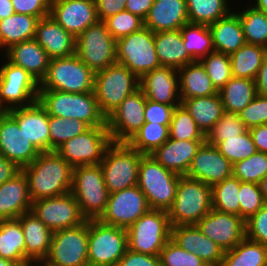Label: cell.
<instances>
[{
	"instance_id": "cell-19",
	"label": "cell",
	"mask_w": 267,
	"mask_h": 266,
	"mask_svg": "<svg viewBox=\"0 0 267 266\" xmlns=\"http://www.w3.org/2000/svg\"><path fill=\"white\" fill-rule=\"evenodd\" d=\"M196 226L224 252L233 249L246 237L245 221L239 215L214 209L206 214Z\"/></svg>"
},
{
	"instance_id": "cell-40",
	"label": "cell",
	"mask_w": 267,
	"mask_h": 266,
	"mask_svg": "<svg viewBox=\"0 0 267 266\" xmlns=\"http://www.w3.org/2000/svg\"><path fill=\"white\" fill-rule=\"evenodd\" d=\"M221 266H267V246L245 237L224 252Z\"/></svg>"
},
{
	"instance_id": "cell-5",
	"label": "cell",
	"mask_w": 267,
	"mask_h": 266,
	"mask_svg": "<svg viewBox=\"0 0 267 266\" xmlns=\"http://www.w3.org/2000/svg\"><path fill=\"white\" fill-rule=\"evenodd\" d=\"M143 156L127 143L112 142L106 148L100 166L109 194L137 185Z\"/></svg>"
},
{
	"instance_id": "cell-45",
	"label": "cell",
	"mask_w": 267,
	"mask_h": 266,
	"mask_svg": "<svg viewBox=\"0 0 267 266\" xmlns=\"http://www.w3.org/2000/svg\"><path fill=\"white\" fill-rule=\"evenodd\" d=\"M235 13L241 21L246 43L267 48V14L252 5Z\"/></svg>"
},
{
	"instance_id": "cell-31",
	"label": "cell",
	"mask_w": 267,
	"mask_h": 266,
	"mask_svg": "<svg viewBox=\"0 0 267 266\" xmlns=\"http://www.w3.org/2000/svg\"><path fill=\"white\" fill-rule=\"evenodd\" d=\"M188 22L186 0H154L144 26L156 33L181 29Z\"/></svg>"
},
{
	"instance_id": "cell-14",
	"label": "cell",
	"mask_w": 267,
	"mask_h": 266,
	"mask_svg": "<svg viewBox=\"0 0 267 266\" xmlns=\"http://www.w3.org/2000/svg\"><path fill=\"white\" fill-rule=\"evenodd\" d=\"M111 143L107 126H95L64 142L55 151L73 168L98 165Z\"/></svg>"
},
{
	"instance_id": "cell-42",
	"label": "cell",
	"mask_w": 267,
	"mask_h": 266,
	"mask_svg": "<svg viewBox=\"0 0 267 266\" xmlns=\"http://www.w3.org/2000/svg\"><path fill=\"white\" fill-rule=\"evenodd\" d=\"M189 23L209 26L231 11L227 0H186Z\"/></svg>"
},
{
	"instance_id": "cell-43",
	"label": "cell",
	"mask_w": 267,
	"mask_h": 266,
	"mask_svg": "<svg viewBox=\"0 0 267 266\" xmlns=\"http://www.w3.org/2000/svg\"><path fill=\"white\" fill-rule=\"evenodd\" d=\"M169 138V125L145 122L127 144L143 155H150Z\"/></svg>"
},
{
	"instance_id": "cell-53",
	"label": "cell",
	"mask_w": 267,
	"mask_h": 266,
	"mask_svg": "<svg viewBox=\"0 0 267 266\" xmlns=\"http://www.w3.org/2000/svg\"><path fill=\"white\" fill-rule=\"evenodd\" d=\"M160 266H208L201 258L184 250L171 239L159 253Z\"/></svg>"
},
{
	"instance_id": "cell-48",
	"label": "cell",
	"mask_w": 267,
	"mask_h": 266,
	"mask_svg": "<svg viewBox=\"0 0 267 266\" xmlns=\"http://www.w3.org/2000/svg\"><path fill=\"white\" fill-rule=\"evenodd\" d=\"M232 175L241 182L259 184L267 175V154L257 151L249 158L236 162Z\"/></svg>"
},
{
	"instance_id": "cell-67",
	"label": "cell",
	"mask_w": 267,
	"mask_h": 266,
	"mask_svg": "<svg viewBox=\"0 0 267 266\" xmlns=\"http://www.w3.org/2000/svg\"><path fill=\"white\" fill-rule=\"evenodd\" d=\"M260 191L263 195L265 202L267 203V175L259 182Z\"/></svg>"
},
{
	"instance_id": "cell-32",
	"label": "cell",
	"mask_w": 267,
	"mask_h": 266,
	"mask_svg": "<svg viewBox=\"0 0 267 266\" xmlns=\"http://www.w3.org/2000/svg\"><path fill=\"white\" fill-rule=\"evenodd\" d=\"M155 50L161 66L179 69L195 60L187 52L180 29L154 33Z\"/></svg>"
},
{
	"instance_id": "cell-20",
	"label": "cell",
	"mask_w": 267,
	"mask_h": 266,
	"mask_svg": "<svg viewBox=\"0 0 267 266\" xmlns=\"http://www.w3.org/2000/svg\"><path fill=\"white\" fill-rule=\"evenodd\" d=\"M0 154L21 169L32 163L40 154L6 111H0Z\"/></svg>"
},
{
	"instance_id": "cell-18",
	"label": "cell",
	"mask_w": 267,
	"mask_h": 266,
	"mask_svg": "<svg viewBox=\"0 0 267 266\" xmlns=\"http://www.w3.org/2000/svg\"><path fill=\"white\" fill-rule=\"evenodd\" d=\"M146 97L139 88L127 96L106 118L111 141L127 143L145 123Z\"/></svg>"
},
{
	"instance_id": "cell-55",
	"label": "cell",
	"mask_w": 267,
	"mask_h": 266,
	"mask_svg": "<svg viewBox=\"0 0 267 266\" xmlns=\"http://www.w3.org/2000/svg\"><path fill=\"white\" fill-rule=\"evenodd\" d=\"M238 116L247 129L267 124V97L257 94Z\"/></svg>"
},
{
	"instance_id": "cell-4",
	"label": "cell",
	"mask_w": 267,
	"mask_h": 266,
	"mask_svg": "<svg viewBox=\"0 0 267 266\" xmlns=\"http://www.w3.org/2000/svg\"><path fill=\"white\" fill-rule=\"evenodd\" d=\"M180 175L165 169L150 155L141 158L137 186L151 209L168 211L174 202Z\"/></svg>"
},
{
	"instance_id": "cell-33",
	"label": "cell",
	"mask_w": 267,
	"mask_h": 266,
	"mask_svg": "<svg viewBox=\"0 0 267 266\" xmlns=\"http://www.w3.org/2000/svg\"><path fill=\"white\" fill-rule=\"evenodd\" d=\"M209 29L217 52L231 55L246 44L241 21L234 11L210 24Z\"/></svg>"
},
{
	"instance_id": "cell-7",
	"label": "cell",
	"mask_w": 267,
	"mask_h": 266,
	"mask_svg": "<svg viewBox=\"0 0 267 266\" xmlns=\"http://www.w3.org/2000/svg\"><path fill=\"white\" fill-rule=\"evenodd\" d=\"M139 81L129 68L117 62L95 73L94 93L106 118L127 96L139 89Z\"/></svg>"
},
{
	"instance_id": "cell-10",
	"label": "cell",
	"mask_w": 267,
	"mask_h": 266,
	"mask_svg": "<svg viewBox=\"0 0 267 266\" xmlns=\"http://www.w3.org/2000/svg\"><path fill=\"white\" fill-rule=\"evenodd\" d=\"M127 249L126 229L88 219L89 266H116Z\"/></svg>"
},
{
	"instance_id": "cell-69",
	"label": "cell",
	"mask_w": 267,
	"mask_h": 266,
	"mask_svg": "<svg viewBox=\"0 0 267 266\" xmlns=\"http://www.w3.org/2000/svg\"><path fill=\"white\" fill-rule=\"evenodd\" d=\"M35 264L34 263H30L28 265H25V266H34Z\"/></svg>"
},
{
	"instance_id": "cell-49",
	"label": "cell",
	"mask_w": 267,
	"mask_h": 266,
	"mask_svg": "<svg viewBox=\"0 0 267 266\" xmlns=\"http://www.w3.org/2000/svg\"><path fill=\"white\" fill-rule=\"evenodd\" d=\"M219 152L233 165L257 152L249 130L232 138H225L217 146Z\"/></svg>"
},
{
	"instance_id": "cell-28",
	"label": "cell",
	"mask_w": 267,
	"mask_h": 266,
	"mask_svg": "<svg viewBox=\"0 0 267 266\" xmlns=\"http://www.w3.org/2000/svg\"><path fill=\"white\" fill-rule=\"evenodd\" d=\"M17 219L24 233L25 259L38 266L48 255L53 232L31 211Z\"/></svg>"
},
{
	"instance_id": "cell-44",
	"label": "cell",
	"mask_w": 267,
	"mask_h": 266,
	"mask_svg": "<svg viewBox=\"0 0 267 266\" xmlns=\"http://www.w3.org/2000/svg\"><path fill=\"white\" fill-rule=\"evenodd\" d=\"M240 181L233 175L212 186V208L240 216Z\"/></svg>"
},
{
	"instance_id": "cell-39",
	"label": "cell",
	"mask_w": 267,
	"mask_h": 266,
	"mask_svg": "<svg viewBox=\"0 0 267 266\" xmlns=\"http://www.w3.org/2000/svg\"><path fill=\"white\" fill-rule=\"evenodd\" d=\"M266 55L267 48L246 43L230 55L232 76L255 80Z\"/></svg>"
},
{
	"instance_id": "cell-26",
	"label": "cell",
	"mask_w": 267,
	"mask_h": 266,
	"mask_svg": "<svg viewBox=\"0 0 267 266\" xmlns=\"http://www.w3.org/2000/svg\"><path fill=\"white\" fill-rule=\"evenodd\" d=\"M204 142L205 140H174L168 138L150 156L165 169L184 176L187 174L198 149Z\"/></svg>"
},
{
	"instance_id": "cell-54",
	"label": "cell",
	"mask_w": 267,
	"mask_h": 266,
	"mask_svg": "<svg viewBox=\"0 0 267 266\" xmlns=\"http://www.w3.org/2000/svg\"><path fill=\"white\" fill-rule=\"evenodd\" d=\"M240 217L246 221L265 204L259 184L240 181L239 189Z\"/></svg>"
},
{
	"instance_id": "cell-63",
	"label": "cell",
	"mask_w": 267,
	"mask_h": 266,
	"mask_svg": "<svg viewBox=\"0 0 267 266\" xmlns=\"http://www.w3.org/2000/svg\"><path fill=\"white\" fill-rule=\"evenodd\" d=\"M153 3L154 0H127L125 10L131 12L132 14L138 15L144 20Z\"/></svg>"
},
{
	"instance_id": "cell-34",
	"label": "cell",
	"mask_w": 267,
	"mask_h": 266,
	"mask_svg": "<svg viewBox=\"0 0 267 266\" xmlns=\"http://www.w3.org/2000/svg\"><path fill=\"white\" fill-rule=\"evenodd\" d=\"M178 74L181 102L184 99L218 94L205 68L199 61L179 68Z\"/></svg>"
},
{
	"instance_id": "cell-57",
	"label": "cell",
	"mask_w": 267,
	"mask_h": 266,
	"mask_svg": "<svg viewBox=\"0 0 267 266\" xmlns=\"http://www.w3.org/2000/svg\"><path fill=\"white\" fill-rule=\"evenodd\" d=\"M174 109L175 107L172 105L157 103L146 99L144 111L145 122L170 125Z\"/></svg>"
},
{
	"instance_id": "cell-38",
	"label": "cell",
	"mask_w": 267,
	"mask_h": 266,
	"mask_svg": "<svg viewBox=\"0 0 267 266\" xmlns=\"http://www.w3.org/2000/svg\"><path fill=\"white\" fill-rule=\"evenodd\" d=\"M218 93L224 112L238 114L256 97L257 88L255 80L232 76Z\"/></svg>"
},
{
	"instance_id": "cell-68",
	"label": "cell",
	"mask_w": 267,
	"mask_h": 266,
	"mask_svg": "<svg viewBox=\"0 0 267 266\" xmlns=\"http://www.w3.org/2000/svg\"><path fill=\"white\" fill-rule=\"evenodd\" d=\"M0 266H19L16 262L3 259L0 257Z\"/></svg>"
},
{
	"instance_id": "cell-17",
	"label": "cell",
	"mask_w": 267,
	"mask_h": 266,
	"mask_svg": "<svg viewBox=\"0 0 267 266\" xmlns=\"http://www.w3.org/2000/svg\"><path fill=\"white\" fill-rule=\"evenodd\" d=\"M151 208L136 185L109 194L105 211L98 220L106 225L127 229Z\"/></svg>"
},
{
	"instance_id": "cell-37",
	"label": "cell",
	"mask_w": 267,
	"mask_h": 266,
	"mask_svg": "<svg viewBox=\"0 0 267 266\" xmlns=\"http://www.w3.org/2000/svg\"><path fill=\"white\" fill-rule=\"evenodd\" d=\"M0 257L19 266L30 264L25 259V241L18 219L0 220Z\"/></svg>"
},
{
	"instance_id": "cell-41",
	"label": "cell",
	"mask_w": 267,
	"mask_h": 266,
	"mask_svg": "<svg viewBox=\"0 0 267 266\" xmlns=\"http://www.w3.org/2000/svg\"><path fill=\"white\" fill-rule=\"evenodd\" d=\"M180 32L187 52L195 61L215 51L209 26L188 22L180 29Z\"/></svg>"
},
{
	"instance_id": "cell-8",
	"label": "cell",
	"mask_w": 267,
	"mask_h": 266,
	"mask_svg": "<svg viewBox=\"0 0 267 266\" xmlns=\"http://www.w3.org/2000/svg\"><path fill=\"white\" fill-rule=\"evenodd\" d=\"M71 193L87 220L98 219L109 196L100 164L74 167Z\"/></svg>"
},
{
	"instance_id": "cell-23",
	"label": "cell",
	"mask_w": 267,
	"mask_h": 266,
	"mask_svg": "<svg viewBox=\"0 0 267 266\" xmlns=\"http://www.w3.org/2000/svg\"><path fill=\"white\" fill-rule=\"evenodd\" d=\"M6 112L40 153L50 151L49 115L38 100Z\"/></svg>"
},
{
	"instance_id": "cell-36",
	"label": "cell",
	"mask_w": 267,
	"mask_h": 266,
	"mask_svg": "<svg viewBox=\"0 0 267 266\" xmlns=\"http://www.w3.org/2000/svg\"><path fill=\"white\" fill-rule=\"evenodd\" d=\"M39 20L35 16L17 13L0 20V48L6 51L14 44L34 39Z\"/></svg>"
},
{
	"instance_id": "cell-35",
	"label": "cell",
	"mask_w": 267,
	"mask_h": 266,
	"mask_svg": "<svg viewBox=\"0 0 267 266\" xmlns=\"http://www.w3.org/2000/svg\"><path fill=\"white\" fill-rule=\"evenodd\" d=\"M181 104L189 112L205 136L224 114L219 93L207 97L184 99Z\"/></svg>"
},
{
	"instance_id": "cell-62",
	"label": "cell",
	"mask_w": 267,
	"mask_h": 266,
	"mask_svg": "<svg viewBox=\"0 0 267 266\" xmlns=\"http://www.w3.org/2000/svg\"><path fill=\"white\" fill-rule=\"evenodd\" d=\"M22 169L0 154V185L14 178Z\"/></svg>"
},
{
	"instance_id": "cell-22",
	"label": "cell",
	"mask_w": 267,
	"mask_h": 266,
	"mask_svg": "<svg viewBox=\"0 0 267 266\" xmlns=\"http://www.w3.org/2000/svg\"><path fill=\"white\" fill-rule=\"evenodd\" d=\"M233 165L219 152L216 146L206 141L198 149L186 174L211 187L232 176Z\"/></svg>"
},
{
	"instance_id": "cell-6",
	"label": "cell",
	"mask_w": 267,
	"mask_h": 266,
	"mask_svg": "<svg viewBox=\"0 0 267 266\" xmlns=\"http://www.w3.org/2000/svg\"><path fill=\"white\" fill-rule=\"evenodd\" d=\"M95 73L74 54L50 59L48 71L39 90L67 93L94 92Z\"/></svg>"
},
{
	"instance_id": "cell-51",
	"label": "cell",
	"mask_w": 267,
	"mask_h": 266,
	"mask_svg": "<svg viewBox=\"0 0 267 266\" xmlns=\"http://www.w3.org/2000/svg\"><path fill=\"white\" fill-rule=\"evenodd\" d=\"M247 128L239 118L238 114L224 112L222 117L215 123L205 136V141L217 146L225 138L236 137L243 134Z\"/></svg>"
},
{
	"instance_id": "cell-12",
	"label": "cell",
	"mask_w": 267,
	"mask_h": 266,
	"mask_svg": "<svg viewBox=\"0 0 267 266\" xmlns=\"http://www.w3.org/2000/svg\"><path fill=\"white\" fill-rule=\"evenodd\" d=\"M41 266H89L88 220L76 227L53 232L50 250Z\"/></svg>"
},
{
	"instance_id": "cell-2",
	"label": "cell",
	"mask_w": 267,
	"mask_h": 266,
	"mask_svg": "<svg viewBox=\"0 0 267 266\" xmlns=\"http://www.w3.org/2000/svg\"><path fill=\"white\" fill-rule=\"evenodd\" d=\"M39 103L48 115L84 121L90 127L106 126L94 92L67 93L57 90H39Z\"/></svg>"
},
{
	"instance_id": "cell-47",
	"label": "cell",
	"mask_w": 267,
	"mask_h": 266,
	"mask_svg": "<svg viewBox=\"0 0 267 266\" xmlns=\"http://www.w3.org/2000/svg\"><path fill=\"white\" fill-rule=\"evenodd\" d=\"M169 138L174 140H205V135L182 104L175 107L173 111L169 125Z\"/></svg>"
},
{
	"instance_id": "cell-58",
	"label": "cell",
	"mask_w": 267,
	"mask_h": 266,
	"mask_svg": "<svg viewBox=\"0 0 267 266\" xmlns=\"http://www.w3.org/2000/svg\"><path fill=\"white\" fill-rule=\"evenodd\" d=\"M51 0H11L14 12L39 19L49 16Z\"/></svg>"
},
{
	"instance_id": "cell-30",
	"label": "cell",
	"mask_w": 267,
	"mask_h": 266,
	"mask_svg": "<svg viewBox=\"0 0 267 266\" xmlns=\"http://www.w3.org/2000/svg\"><path fill=\"white\" fill-rule=\"evenodd\" d=\"M32 199L23 171L0 185V220L17 219L31 210Z\"/></svg>"
},
{
	"instance_id": "cell-21",
	"label": "cell",
	"mask_w": 267,
	"mask_h": 266,
	"mask_svg": "<svg viewBox=\"0 0 267 266\" xmlns=\"http://www.w3.org/2000/svg\"><path fill=\"white\" fill-rule=\"evenodd\" d=\"M49 15L75 38L98 21L95 0H51Z\"/></svg>"
},
{
	"instance_id": "cell-50",
	"label": "cell",
	"mask_w": 267,
	"mask_h": 266,
	"mask_svg": "<svg viewBox=\"0 0 267 266\" xmlns=\"http://www.w3.org/2000/svg\"><path fill=\"white\" fill-rule=\"evenodd\" d=\"M199 62L205 68L217 91H220L232 77L230 55L213 51Z\"/></svg>"
},
{
	"instance_id": "cell-46",
	"label": "cell",
	"mask_w": 267,
	"mask_h": 266,
	"mask_svg": "<svg viewBox=\"0 0 267 266\" xmlns=\"http://www.w3.org/2000/svg\"><path fill=\"white\" fill-rule=\"evenodd\" d=\"M90 126L84 121L49 115L50 151L69 139L84 133Z\"/></svg>"
},
{
	"instance_id": "cell-13",
	"label": "cell",
	"mask_w": 267,
	"mask_h": 266,
	"mask_svg": "<svg viewBox=\"0 0 267 266\" xmlns=\"http://www.w3.org/2000/svg\"><path fill=\"white\" fill-rule=\"evenodd\" d=\"M116 44L105 22L98 20L76 37L75 54L96 73L116 62Z\"/></svg>"
},
{
	"instance_id": "cell-65",
	"label": "cell",
	"mask_w": 267,
	"mask_h": 266,
	"mask_svg": "<svg viewBox=\"0 0 267 266\" xmlns=\"http://www.w3.org/2000/svg\"><path fill=\"white\" fill-rule=\"evenodd\" d=\"M14 13L11 0H0V20L13 15Z\"/></svg>"
},
{
	"instance_id": "cell-60",
	"label": "cell",
	"mask_w": 267,
	"mask_h": 266,
	"mask_svg": "<svg viewBox=\"0 0 267 266\" xmlns=\"http://www.w3.org/2000/svg\"><path fill=\"white\" fill-rule=\"evenodd\" d=\"M127 0H95L98 20L105 21L107 18L125 10Z\"/></svg>"
},
{
	"instance_id": "cell-3",
	"label": "cell",
	"mask_w": 267,
	"mask_h": 266,
	"mask_svg": "<svg viewBox=\"0 0 267 266\" xmlns=\"http://www.w3.org/2000/svg\"><path fill=\"white\" fill-rule=\"evenodd\" d=\"M212 209V187L186 175L180 176L174 202L167 211L171 227L196 225Z\"/></svg>"
},
{
	"instance_id": "cell-52",
	"label": "cell",
	"mask_w": 267,
	"mask_h": 266,
	"mask_svg": "<svg viewBox=\"0 0 267 266\" xmlns=\"http://www.w3.org/2000/svg\"><path fill=\"white\" fill-rule=\"evenodd\" d=\"M104 22L116 41L144 27V20L127 10L107 18Z\"/></svg>"
},
{
	"instance_id": "cell-56",
	"label": "cell",
	"mask_w": 267,
	"mask_h": 266,
	"mask_svg": "<svg viewBox=\"0 0 267 266\" xmlns=\"http://www.w3.org/2000/svg\"><path fill=\"white\" fill-rule=\"evenodd\" d=\"M246 237L267 246V203L245 221Z\"/></svg>"
},
{
	"instance_id": "cell-15",
	"label": "cell",
	"mask_w": 267,
	"mask_h": 266,
	"mask_svg": "<svg viewBox=\"0 0 267 266\" xmlns=\"http://www.w3.org/2000/svg\"><path fill=\"white\" fill-rule=\"evenodd\" d=\"M40 83L22 67L7 59L0 67V111L28 106L37 101Z\"/></svg>"
},
{
	"instance_id": "cell-29",
	"label": "cell",
	"mask_w": 267,
	"mask_h": 266,
	"mask_svg": "<svg viewBox=\"0 0 267 266\" xmlns=\"http://www.w3.org/2000/svg\"><path fill=\"white\" fill-rule=\"evenodd\" d=\"M4 53L6 57L4 59L15 66L22 67L39 83L46 76L50 58L35 39L14 44Z\"/></svg>"
},
{
	"instance_id": "cell-9",
	"label": "cell",
	"mask_w": 267,
	"mask_h": 266,
	"mask_svg": "<svg viewBox=\"0 0 267 266\" xmlns=\"http://www.w3.org/2000/svg\"><path fill=\"white\" fill-rule=\"evenodd\" d=\"M128 249L134 252L159 255L171 238L168 212L150 209L126 229Z\"/></svg>"
},
{
	"instance_id": "cell-16",
	"label": "cell",
	"mask_w": 267,
	"mask_h": 266,
	"mask_svg": "<svg viewBox=\"0 0 267 266\" xmlns=\"http://www.w3.org/2000/svg\"><path fill=\"white\" fill-rule=\"evenodd\" d=\"M30 211L52 232L73 228L87 221L71 192L35 200L32 202Z\"/></svg>"
},
{
	"instance_id": "cell-24",
	"label": "cell",
	"mask_w": 267,
	"mask_h": 266,
	"mask_svg": "<svg viewBox=\"0 0 267 266\" xmlns=\"http://www.w3.org/2000/svg\"><path fill=\"white\" fill-rule=\"evenodd\" d=\"M139 88L146 99L177 107L181 104L179 74L173 67L161 66L146 74L139 81Z\"/></svg>"
},
{
	"instance_id": "cell-27",
	"label": "cell",
	"mask_w": 267,
	"mask_h": 266,
	"mask_svg": "<svg viewBox=\"0 0 267 266\" xmlns=\"http://www.w3.org/2000/svg\"><path fill=\"white\" fill-rule=\"evenodd\" d=\"M34 39L50 59L68 57L76 53V38L50 15L38 21Z\"/></svg>"
},
{
	"instance_id": "cell-59",
	"label": "cell",
	"mask_w": 267,
	"mask_h": 266,
	"mask_svg": "<svg viewBox=\"0 0 267 266\" xmlns=\"http://www.w3.org/2000/svg\"><path fill=\"white\" fill-rule=\"evenodd\" d=\"M116 266H160L159 255H147L127 249Z\"/></svg>"
},
{
	"instance_id": "cell-11",
	"label": "cell",
	"mask_w": 267,
	"mask_h": 266,
	"mask_svg": "<svg viewBox=\"0 0 267 266\" xmlns=\"http://www.w3.org/2000/svg\"><path fill=\"white\" fill-rule=\"evenodd\" d=\"M116 62L129 68L139 79L161 67L155 50L154 32L144 26L117 40Z\"/></svg>"
},
{
	"instance_id": "cell-66",
	"label": "cell",
	"mask_w": 267,
	"mask_h": 266,
	"mask_svg": "<svg viewBox=\"0 0 267 266\" xmlns=\"http://www.w3.org/2000/svg\"><path fill=\"white\" fill-rule=\"evenodd\" d=\"M255 3L252 4V6L261 11L264 12L265 14H267V0H255Z\"/></svg>"
},
{
	"instance_id": "cell-64",
	"label": "cell",
	"mask_w": 267,
	"mask_h": 266,
	"mask_svg": "<svg viewBox=\"0 0 267 266\" xmlns=\"http://www.w3.org/2000/svg\"><path fill=\"white\" fill-rule=\"evenodd\" d=\"M257 94L267 97V55L260 67L258 75L255 79Z\"/></svg>"
},
{
	"instance_id": "cell-25",
	"label": "cell",
	"mask_w": 267,
	"mask_h": 266,
	"mask_svg": "<svg viewBox=\"0 0 267 266\" xmlns=\"http://www.w3.org/2000/svg\"><path fill=\"white\" fill-rule=\"evenodd\" d=\"M170 239L179 247L201 258L208 266H221L223 249L205 236L196 225L171 227Z\"/></svg>"
},
{
	"instance_id": "cell-1",
	"label": "cell",
	"mask_w": 267,
	"mask_h": 266,
	"mask_svg": "<svg viewBox=\"0 0 267 266\" xmlns=\"http://www.w3.org/2000/svg\"><path fill=\"white\" fill-rule=\"evenodd\" d=\"M22 171L26 175L32 201L71 192L73 167L55 150L41 152Z\"/></svg>"
},
{
	"instance_id": "cell-61",
	"label": "cell",
	"mask_w": 267,
	"mask_h": 266,
	"mask_svg": "<svg viewBox=\"0 0 267 266\" xmlns=\"http://www.w3.org/2000/svg\"><path fill=\"white\" fill-rule=\"evenodd\" d=\"M248 130L256 150L267 154V124L254 126Z\"/></svg>"
}]
</instances>
